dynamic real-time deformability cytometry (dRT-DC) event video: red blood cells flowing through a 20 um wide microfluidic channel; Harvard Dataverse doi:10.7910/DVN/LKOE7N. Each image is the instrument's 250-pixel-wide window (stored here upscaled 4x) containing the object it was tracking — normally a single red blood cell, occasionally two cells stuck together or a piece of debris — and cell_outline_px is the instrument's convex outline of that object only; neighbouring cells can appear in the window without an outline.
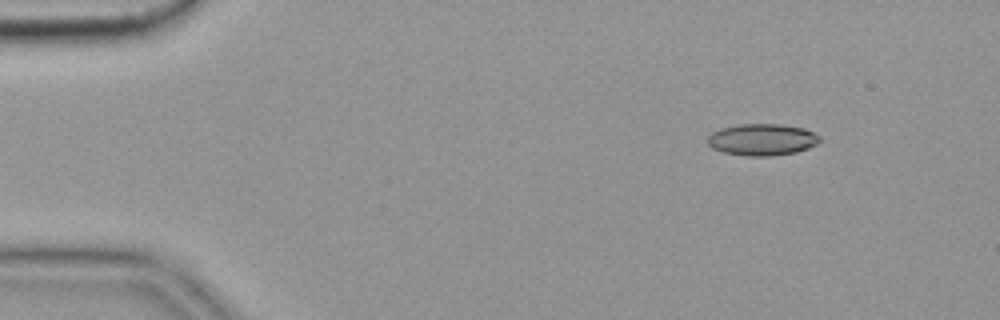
{"species": "common noctule bat (a hibernating species)", "species_latin": "Nyctalus noctula", "temperature_condition": "cold", "stored_images_in_passage": 5, "camera_frame_rate_fps": 3000, "um_per_image_px": 0.085, "animal": {"sex": "female", "body_mass_g": 19.9}, "frame": {"image": 1, "passage_image": 2, "time_ms": 0.333, "image_size_px": [1000, 320], "cell_outline_px": [[820, 140], [816, 144], [808, 148], [796, 152], [772, 156], [748, 156], [724, 152], [712, 148], [708, 144], [708, 136], [712, 132], [720, 128], [740, 124], [780, 124], [804, 128], [820, 136]], "centroid_in_image_um": [64.77, 11.86], "position_along_channel_um": 20.2, "area_um2": 20.69}}
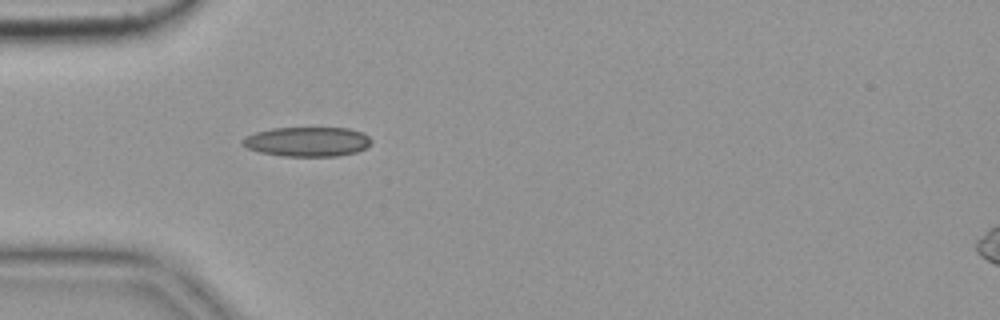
{"frame": {"image": 2, "passage_image": 5, "time_ms": 1.333, "image_size_px": [1000, 320], "cell_outline_px": [[372, 140], [364, 148], [356, 152], [336, 156], [280, 156], [260, 152], [248, 148], [240, 144], [240, 140], [244, 136], [256, 132], [272, 128], [348, 128], [364, 132]], "centroid_in_image_um": [26.08, 12.04], "position_along_channel_um": 58.9, "area_um2": 22.25}}